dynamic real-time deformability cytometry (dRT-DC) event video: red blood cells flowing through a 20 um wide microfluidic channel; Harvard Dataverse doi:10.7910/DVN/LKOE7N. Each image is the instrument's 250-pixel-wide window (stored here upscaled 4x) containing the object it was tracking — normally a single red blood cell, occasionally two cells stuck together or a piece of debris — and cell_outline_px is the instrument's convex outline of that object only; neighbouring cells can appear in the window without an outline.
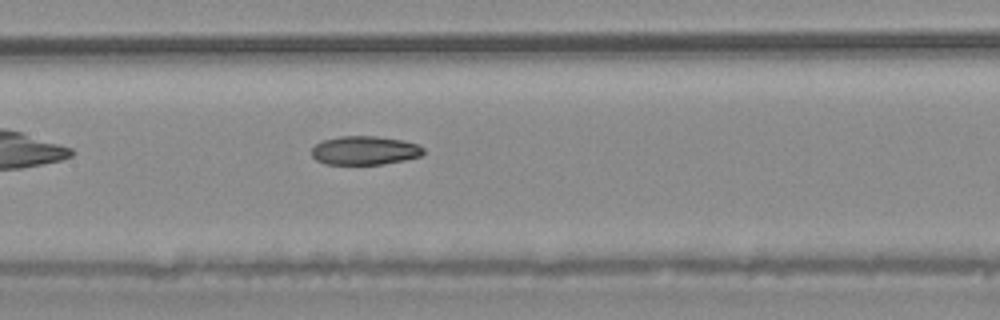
{"species": "common noctule bat (a hibernating species)", "species_latin": "Nyctalus noctula", "temperature_condition": "warm", "stored_images_in_passage": 33, "camera_frame_rate_fps": 3000, "um_per_image_px": 0.085, "animal": {"sex": "male", "body_mass_g": 20.4}, "frame": {"image": 1, "passage_image": 10, "time_ms": 3.0, "image_size_px": [1000, 320], "cell_outline_px": [[424, 152], [420, 156], [404, 160], [384, 164], [324, 164], [316, 160], [312, 156], [312, 148], [316, 144], [324, 140], [340, 136], [376, 136], [400, 140], [416, 144], [424, 148]], "centroid_in_image_um": [30.98, 12.79], "position_along_channel_um": 176.4, "area_um2": 18.61}}